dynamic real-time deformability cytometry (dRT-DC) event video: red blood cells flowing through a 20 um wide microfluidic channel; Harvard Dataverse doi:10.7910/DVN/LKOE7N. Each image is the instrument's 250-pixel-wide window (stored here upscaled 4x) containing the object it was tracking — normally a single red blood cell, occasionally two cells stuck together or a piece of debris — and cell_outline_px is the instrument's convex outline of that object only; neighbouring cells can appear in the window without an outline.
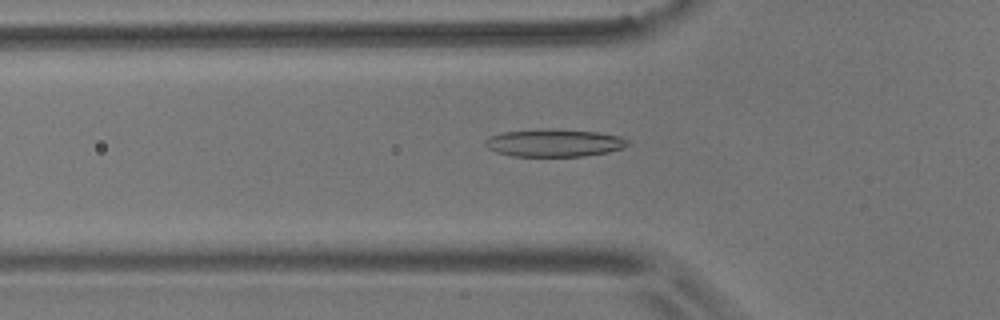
{"species": "common noctule bat (a hibernating species)", "species_latin": "Nyctalus noctula", "temperature_condition": "room temperature", "stored_images_in_passage": 42, "camera_frame_rate_fps": 3000, "um_per_image_px": 0.085, "animal": {"sex": "male", "body_mass_g": 17.9}, "frame": {"image": 1, "passage_image": 5, "time_ms": 1.333, "image_size_px": [1000, 320], "cell_outline_px": [[628, 144], [624, 148], [608, 152], [584, 156], [512, 156], [496, 152], [488, 148], [484, 144], [484, 140], [488, 136], [504, 132], [596, 132], [620, 136], [628, 140]], "centroid_in_image_um": [47.11, 12.21], "position_along_channel_um": 78.7, "area_um2": 21.68}}
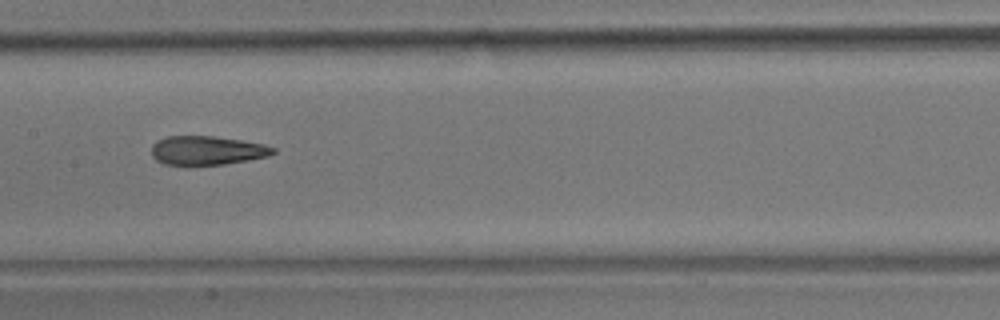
{"frame": {"image": 2, "passage_image": 14, "time_ms": 4.333, "image_size_px": [1000, 320], "cell_outline_px": [[276, 152], [268, 156], [248, 160], [224, 164], [188, 168], [164, 164], [156, 160], [152, 156], [152, 144], [156, 140], [168, 136], [212, 136], [240, 140], [264, 144], [276, 148]], "centroid_in_image_um": [17.55, 12.83], "position_along_channel_um": 189.9, "area_um2": 21.21}}
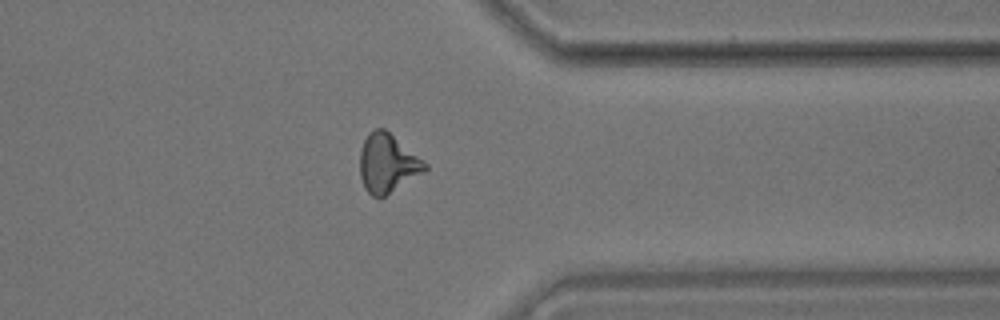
{"frame": {"image": 3, "passage_image": 30, "time_ms": 9.667, "image_size_px": [1000, 320], "cell_outline_px": [[428, 168], [424, 172], [380, 200], [372, 196], [364, 188], [360, 176], [360, 152], [364, 140], [368, 132], [376, 128], [384, 128], [424, 160], [428, 164]], "centroid_in_image_um": [32.93, 13.91], "position_along_channel_um": 378.5, "area_um2": 22.48}, "authors_computed_cell_mechanics": {"area_um2": 21.5594, "velocity_mm_per_s": 3.6661, "shape_relaxation_time_tau1_ms": 4.6506, "shape_relaxation_time_tau2_ms": 2.5348, "deformation_change_tau1": 0.1796, "deformation_change_tau2": 0.121}}